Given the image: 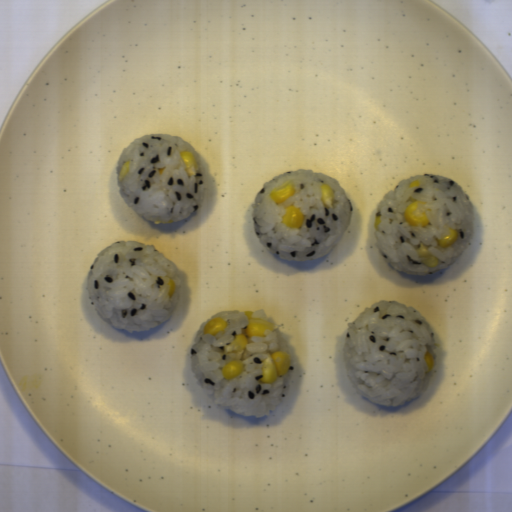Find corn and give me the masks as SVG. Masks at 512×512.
I'll return each mask as SVG.
<instances>
[{
	"label": "corn",
	"mask_w": 512,
	"mask_h": 512,
	"mask_svg": "<svg viewBox=\"0 0 512 512\" xmlns=\"http://www.w3.org/2000/svg\"><path fill=\"white\" fill-rule=\"evenodd\" d=\"M448 235H443V237L437 240V244H439L445 250L448 249L452 244H454L459 238L458 232L456 229L448 228Z\"/></svg>",
	"instance_id": "11"
},
{
	"label": "corn",
	"mask_w": 512,
	"mask_h": 512,
	"mask_svg": "<svg viewBox=\"0 0 512 512\" xmlns=\"http://www.w3.org/2000/svg\"><path fill=\"white\" fill-rule=\"evenodd\" d=\"M424 359L427 363V374H428L429 372H431V370L434 367V359H433L431 352L426 351L424 354Z\"/></svg>",
	"instance_id": "13"
},
{
	"label": "corn",
	"mask_w": 512,
	"mask_h": 512,
	"mask_svg": "<svg viewBox=\"0 0 512 512\" xmlns=\"http://www.w3.org/2000/svg\"><path fill=\"white\" fill-rule=\"evenodd\" d=\"M176 292V283L172 278L168 281V296L171 299Z\"/></svg>",
	"instance_id": "14"
},
{
	"label": "corn",
	"mask_w": 512,
	"mask_h": 512,
	"mask_svg": "<svg viewBox=\"0 0 512 512\" xmlns=\"http://www.w3.org/2000/svg\"><path fill=\"white\" fill-rule=\"evenodd\" d=\"M228 324L229 322L222 317L213 318L204 325L203 333L204 335L216 336L221 331H224V329L228 327Z\"/></svg>",
	"instance_id": "7"
},
{
	"label": "corn",
	"mask_w": 512,
	"mask_h": 512,
	"mask_svg": "<svg viewBox=\"0 0 512 512\" xmlns=\"http://www.w3.org/2000/svg\"><path fill=\"white\" fill-rule=\"evenodd\" d=\"M380 221H381V213H380V211H377L375 216H374V226H375V229L378 227Z\"/></svg>",
	"instance_id": "15"
},
{
	"label": "corn",
	"mask_w": 512,
	"mask_h": 512,
	"mask_svg": "<svg viewBox=\"0 0 512 512\" xmlns=\"http://www.w3.org/2000/svg\"><path fill=\"white\" fill-rule=\"evenodd\" d=\"M130 166H131V161L128 159L127 161H125L122 165H121V168L119 169V172H118V180L121 182L123 180V178L125 176L128 175L129 171H130Z\"/></svg>",
	"instance_id": "12"
},
{
	"label": "corn",
	"mask_w": 512,
	"mask_h": 512,
	"mask_svg": "<svg viewBox=\"0 0 512 512\" xmlns=\"http://www.w3.org/2000/svg\"><path fill=\"white\" fill-rule=\"evenodd\" d=\"M152 222H154L156 225H157V224H169V223H174V221H173V220H171V219H170L169 221H162L161 219H158V220H155V221H152Z\"/></svg>",
	"instance_id": "17"
},
{
	"label": "corn",
	"mask_w": 512,
	"mask_h": 512,
	"mask_svg": "<svg viewBox=\"0 0 512 512\" xmlns=\"http://www.w3.org/2000/svg\"><path fill=\"white\" fill-rule=\"evenodd\" d=\"M244 364L241 360H232L222 368V375L226 380H230L243 372Z\"/></svg>",
	"instance_id": "9"
},
{
	"label": "corn",
	"mask_w": 512,
	"mask_h": 512,
	"mask_svg": "<svg viewBox=\"0 0 512 512\" xmlns=\"http://www.w3.org/2000/svg\"><path fill=\"white\" fill-rule=\"evenodd\" d=\"M304 215L296 205L287 206L285 208V214L282 217V222L292 229H298L302 227L304 223Z\"/></svg>",
	"instance_id": "4"
},
{
	"label": "corn",
	"mask_w": 512,
	"mask_h": 512,
	"mask_svg": "<svg viewBox=\"0 0 512 512\" xmlns=\"http://www.w3.org/2000/svg\"><path fill=\"white\" fill-rule=\"evenodd\" d=\"M320 190H321V199H322L324 206L327 209L332 208L334 205V201H335V193H334L333 189L329 185L322 183V184H320Z\"/></svg>",
	"instance_id": "10"
},
{
	"label": "corn",
	"mask_w": 512,
	"mask_h": 512,
	"mask_svg": "<svg viewBox=\"0 0 512 512\" xmlns=\"http://www.w3.org/2000/svg\"><path fill=\"white\" fill-rule=\"evenodd\" d=\"M422 184H423V183H422V181H421V180H417V179H416V180H414V181H411V182L409 183L408 187H414V188H415V187H419V186H421Z\"/></svg>",
	"instance_id": "16"
},
{
	"label": "corn",
	"mask_w": 512,
	"mask_h": 512,
	"mask_svg": "<svg viewBox=\"0 0 512 512\" xmlns=\"http://www.w3.org/2000/svg\"><path fill=\"white\" fill-rule=\"evenodd\" d=\"M254 310H246L244 315L248 319V325L242 328V332L235 335L230 344L224 346L226 353H237L246 349L251 337H266L265 331H274V323L263 318L253 317Z\"/></svg>",
	"instance_id": "1"
},
{
	"label": "corn",
	"mask_w": 512,
	"mask_h": 512,
	"mask_svg": "<svg viewBox=\"0 0 512 512\" xmlns=\"http://www.w3.org/2000/svg\"><path fill=\"white\" fill-rule=\"evenodd\" d=\"M296 194L293 181H287L285 184L280 185L271 190L270 198L274 203L282 204L287 199L293 197Z\"/></svg>",
	"instance_id": "5"
},
{
	"label": "corn",
	"mask_w": 512,
	"mask_h": 512,
	"mask_svg": "<svg viewBox=\"0 0 512 512\" xmlns=\"http://www.w3.org/2000/svg\"><path fill=\"white\" fill-rule=\"evenodd\" d=\"M415 251L417 252L419 257L423 260L424 265L426 267L432 268V267H436L437 265H439L438 258H436L430 254L429 248L425 243L420 242L419 245L415 248Z\"/></svg>",
	"instance_id": "8"
},
{
	"label": "corn",
	"mask_w": 512,
	"mask_h": 512,
	"mask_svg": "<svg viewBox=\"0 0 512 512\" xmlns=\"http://www.w3.org/2000/svg\"><path fill=\"white\" fill-rule=\"evenodd\" d=\"M180 158L184 163L185 173L187 176L197 175L200 167L193 152L186 150L179 152Z\"/></svg>",
	"instance_id": "6"
},
{
	"label": "corn",
	"mask_w": 512,
	"mask_h": 512,
	"mask_svg": "<svg viewBox=\"0 0 512 512\" xmlns=\"http://www.w3.org/2000/svg\"><path fill=\"white\" fill-rule=\"evenodd\" d=\"M292 364L290 353L278 350L264 359L261 366L260 383H275L279 376L287 374Z\"/></svg>",
	"instance_id": "2"
},
{
	"label": "corn",
	"mask_w": 512,
	"mask_h": 512,
	"mask_svg": "<svg viewBox=\"0 0 512 512\" xmlns=\"http://www.w3.org/2000/svg\"><path fill=\"white\" fill-rule=\"evenodd\" d=\"M426 201L416 200L415 198L412 199L411 204L406 208L404 211V217L406 223L409 225L416 227L418 225H421L423 227H428L430 224L425 212H422V217L416 216L415 211L418 209L419 206L425 205Z\"/></svg>",
	"instance_id": "3"
}]
</instances>
